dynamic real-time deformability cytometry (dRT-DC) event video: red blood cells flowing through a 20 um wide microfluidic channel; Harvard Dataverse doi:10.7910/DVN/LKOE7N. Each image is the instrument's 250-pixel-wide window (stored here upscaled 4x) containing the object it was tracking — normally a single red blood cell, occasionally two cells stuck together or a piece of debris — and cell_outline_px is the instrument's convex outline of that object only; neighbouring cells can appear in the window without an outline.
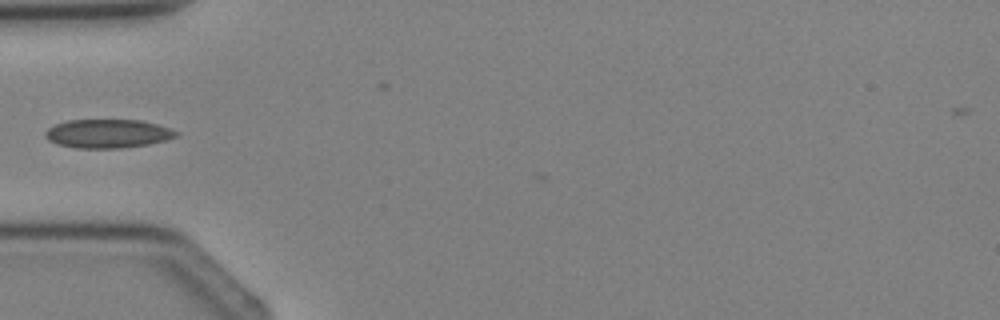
{"species": "Egyptian fruit bat (a non-hibernating species)", "species_latin": "Rousettus aegyptiacus", "temperature_condition": "cold", "stored_images_in_passage": 3, "camera_frame_rate_fps": 3000, "um_per_image_px": 0.085, "animal": {"sex": "female"}, "frame": {"image": 1, "passage_image": 3, "time_ms": 2.333, "image_size_px": [1000, 320], "cell_outline_px": [[180, 136], [148, 144], [120, 148], [76, 148], [56, 144], [48, 140], [44, 136], [44, 132], [48, 128], [56, 124], [68, 120], [140, 120], [156, 124], [180, 132]], "centroid_in_image_um": [9.14, 11.36], "position_along_channel_um": 75.9, "area_um2": 21.91}}